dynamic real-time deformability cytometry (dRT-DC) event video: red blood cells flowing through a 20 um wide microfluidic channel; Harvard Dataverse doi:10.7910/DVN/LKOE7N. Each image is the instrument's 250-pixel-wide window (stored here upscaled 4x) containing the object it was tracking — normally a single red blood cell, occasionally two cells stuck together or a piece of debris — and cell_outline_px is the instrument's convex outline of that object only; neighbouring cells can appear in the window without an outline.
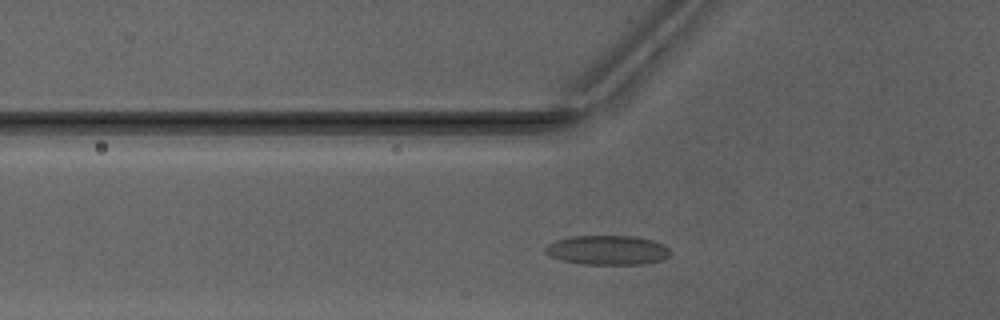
{"species": "Egyptian fruit bat (a non-hibernating species)", "species_latin": "Rousettus aegyptiacus", "temperature_condition": "warm", "stored_images_in_passage": 28, "camera_frame_rate_fps": 3000, "um_per_image_px": 0.085, "animal": {"sex": "male"}, "frame": {"image": 1, "passage_image": 5, "time_ms": 1.333, "image_size_px": [1000, 320], "cell_outline_px": [[672, 252], [668, 256], [660, 260], [644, 264], [580, 264], [560, 260], [548, 256], [544, 252], [544, 248], [548, 244], [556, 240], [572, 236], [636, 236], [652, 240], [664, 244]], "centroid_in_image_um": [51.61, 21.26], "position_along_channel_um": 74.2, "area_um2": 21.62}}
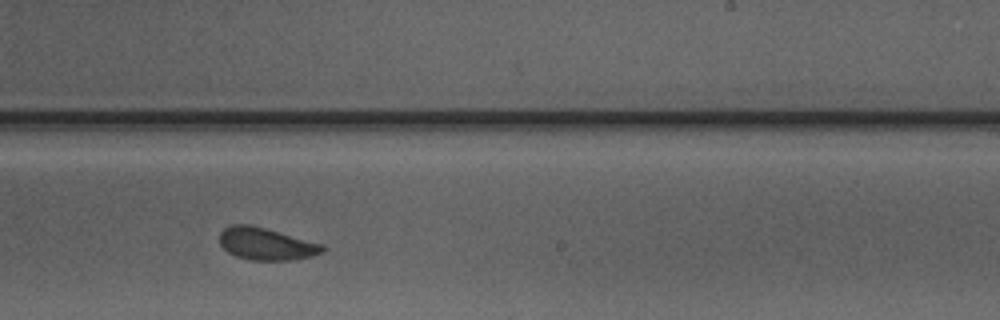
{"frame": {"image": 2, "passage_image": 19, "time_ms": 6.0, "image_size_px": [1000, 320], "cell_outline_px": [[328, 248], [324, 252], [312, 256], [292, 260], [248, 260], [236, 256], [228, 252], [220, 244], [220, 232], [224, 228], [232, 224], [248, 224], [264, 228], [324, 244]], "centroid_in_image_um": [22.65, 20.74], "position_along_channel_um": 266.3, "area_um2": 19.42}}
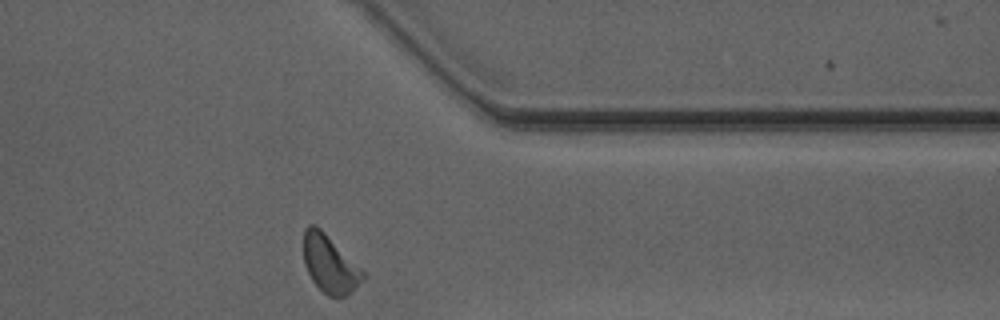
{"frame": {"image": 3, "passage_image": 28, "time_ms": 9.0, "image_size_px": [1000, 320], "cell_outline_px": [[364, 280], [348, 296], [328, 296], [312, 280], [304, 264], [304, 228], [308, 224], [316, 224], [364, 272]], "centroid_in_image_um": [28.02, 22.44], "position_along_channel_um": 383.4, "area_um2": 19.59}, "authors_computed_cell_mechanics": {"area_um2": 19.4786, "velocity_mm_per_s": 4.1296, "shape_relaxation_time_tau1_ms": 3.209, "shape_relaxation_time_tau2_ms": 1.0628, "deformation_change_tau1": 0.0846, "deformation_change_tau2": 0.0655}}